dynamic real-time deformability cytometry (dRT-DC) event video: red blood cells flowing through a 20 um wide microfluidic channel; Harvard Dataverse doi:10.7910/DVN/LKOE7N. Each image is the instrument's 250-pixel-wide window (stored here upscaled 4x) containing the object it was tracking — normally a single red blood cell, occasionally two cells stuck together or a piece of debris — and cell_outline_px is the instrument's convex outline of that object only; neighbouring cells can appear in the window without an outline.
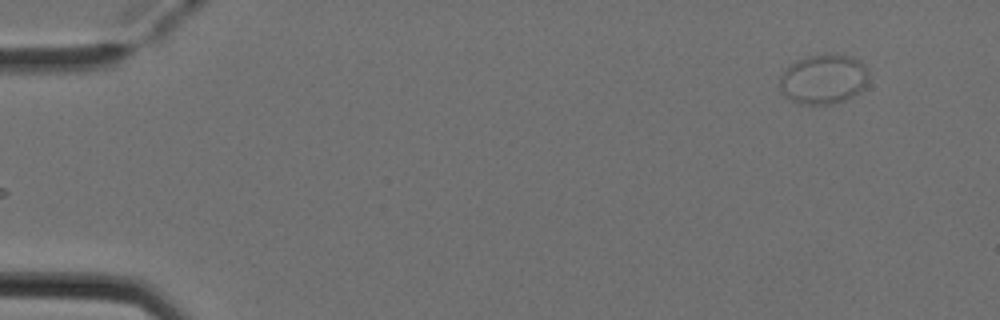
{"species": "Egyptian fruit bat (a non-hibernating species)", "species_latin": "Rousettus aegyptiacus", "temperature_condition": "cold", "stored_images_in_passage": 3, "camera_frame_rate_fps": 3000, "um_per_image_px": 0.085, "animal": {"sex": "female"}, "frame": {"image": 1, "passage_image": 3, "time_ms": 0.667, "image_size_px": [1000, 320], "cell_outline_px": [[868, 80], [864, 88], [852, 96], [836, 104], [796, 104], [784, 96], [780, 88], [780, 76], [796, 60], [808, 56], [852, 56], [860, 60], [868, 68]], "centroid_in_image_um": [70.01, 6.76], "position_along_channel_um": 15.0, "area_um2": 25.61}}